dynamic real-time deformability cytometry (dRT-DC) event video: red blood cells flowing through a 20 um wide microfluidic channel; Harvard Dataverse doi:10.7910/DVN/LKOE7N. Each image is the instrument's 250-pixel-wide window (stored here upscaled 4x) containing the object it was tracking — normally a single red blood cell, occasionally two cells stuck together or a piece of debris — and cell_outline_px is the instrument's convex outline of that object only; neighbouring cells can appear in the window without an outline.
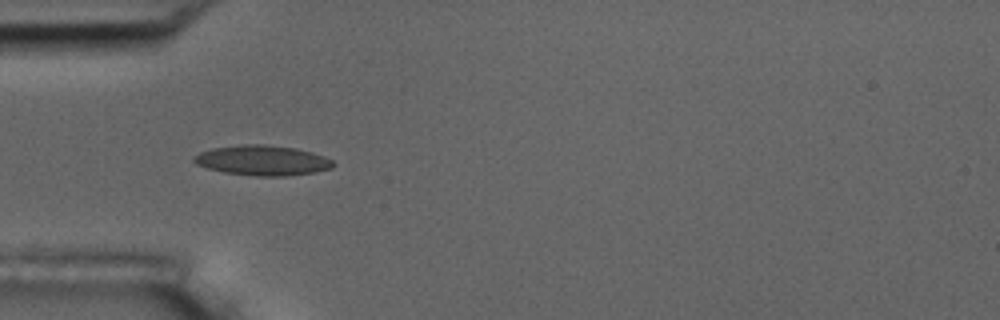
{"species": "common noctule bat (a hibernating species)", "species_latin": "Nyctalus noctula", "temperature_condition": "room temperature", "stored_images_in_passage": 4, "camera_frame_rate_fps": 3000, "um_per_image_px": 0.085, "animal": {"sex": "male", "body_mass_g": 17.5, "forearm_length_mm": 52.3}, "frame": {"image": 1, "passage_image": 4, "time_ms": 3.667, "image_size_px": [1000, 320], "cell_outline_px": [[336, 164], [332, 168], [312, 172], [284, 176], [256, 176], [224, 172], [208, 168], [196, 164], [192, 160], [192, 156], [200, 152], [212, 148], [244, 144], [264, 144], [296, 148], [312, 152], [324, 156], [332, 160]], "centroid_in_image_um": [22.29, 13.62], "position_along_channel_um": 62.7, "area_um2": 24.39}}